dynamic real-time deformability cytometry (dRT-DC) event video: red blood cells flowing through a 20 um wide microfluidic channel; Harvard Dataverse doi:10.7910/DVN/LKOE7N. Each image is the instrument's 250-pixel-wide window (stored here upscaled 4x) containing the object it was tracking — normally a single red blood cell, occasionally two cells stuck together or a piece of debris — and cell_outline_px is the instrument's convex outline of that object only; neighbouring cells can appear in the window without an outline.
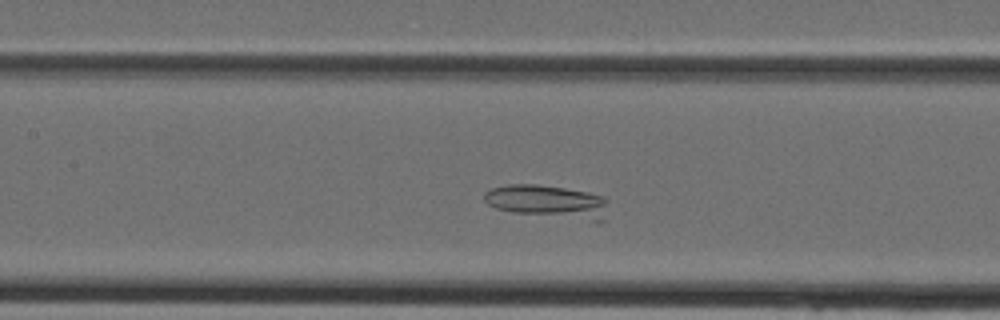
{"species": "Egyptian fruit bat (a non-hibernating species)", "species_latin": "Rousettus aegyptiacus", "temperature_condition": "cold", "stored_images_in_passage": 36, "segment_of_instrument_passage": [1, 2], "camera_frame_rate_fps": 3000, "um_per_image_px": 0.085, "animal": {"sex": "female"}, "frame": {"image": 1, "passage_image": 14, "time_ms": 4.333, "image_size_px": [1000, 320], "cell_outline_px": [[608, 200], [604, 224], [600, 224], [512, 212], [496, 208], [488, 204], [484, 200], [484, 192], [492, 188], [508, 184], [536, 184], [564, 188], [588, 192], [604, 196]], "centroid_in_image_um": [46.66, 17.18], "position_along_channel_um": 160.7, "area_um2": 24.8}}
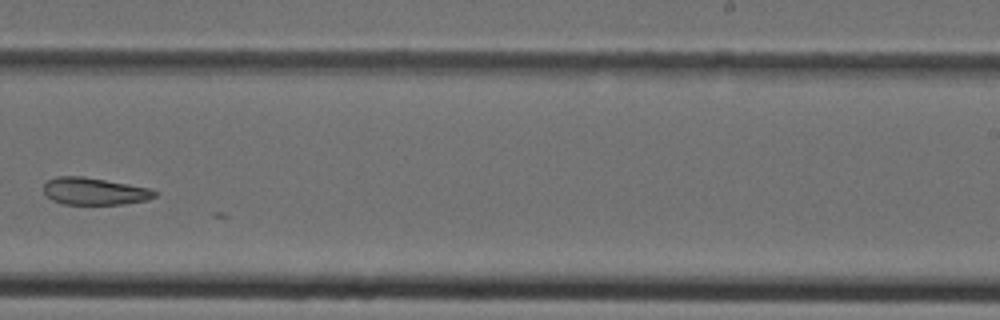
{"frame": {"image": 2, "passage_image": 21, "time_ms": 6.667, "image_size_px": [1000, 320], "cell_outline_px": [[156, 196], [148, 200], [124, 204], [64, 204], [52, 200], [44, 192], [44, 184], [48, 180], [56, 176], [84, 176], [128, 184], [148, 188], [156, 192]], "centroid_in_image_um": [8.01, 16.25], "position_along_channel_um": 281.0, "area_um2": 17.51}}
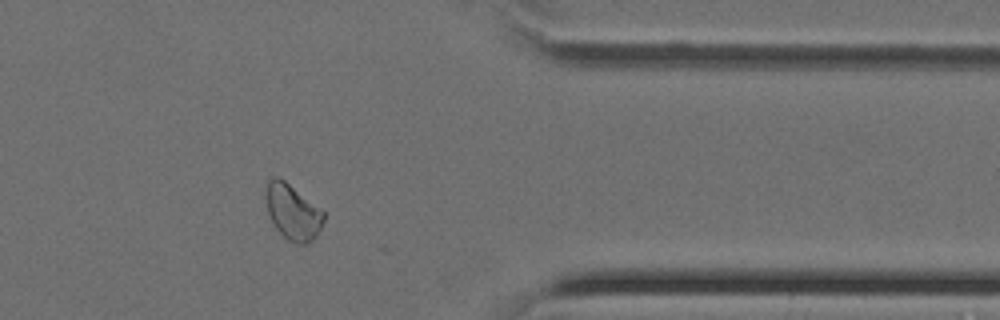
{"frame": {"image": 3, "passage_image": 28, "time_ms": 9.0, "image_size_px": [1000, 320], "cell_outline_px": [[324, 220], [316, 236], [308, 244], [296, 244], [288, 240], [276, 228], [268, 212], [264, 196], [268, 180], [272, 176], [276, 176], [284, 180], [324, 212]], "centroid_in_image_um": [24.85, 18.02], "position_along_channel_um": 386.5, "area_um2": 18.5}}